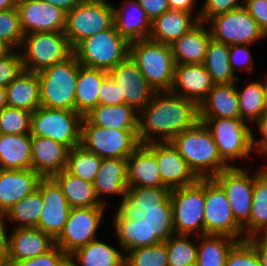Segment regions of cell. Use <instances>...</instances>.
<instances>
[{
    "label": "cell",
    "instance_id": "1",
    "mask_svg": "<svg viewBox=\"0 0 267 266\" xmlns=\"http://www.w3.org/2000/svg\"><path fill=\"white\" fill-rule=\"evenodd\" d=\"M198 121L199 108L194 101L171 91L155 92L139 112L138 141L140 144L168 142Z\"/></svg>",
    "mask_w": 267,
    "mask_h": 266
},
{
    "label": "cell",
    "instance_id": "2",
    "mask_svg": "<svg viewBox=\"0 0 267 266\" xmlns=\"http://www.w3.org/2000/svg\"><path fill=\"white\" fill-rule=\"evenodd\" d=\"M170 142L198 178H214L230 168L221 158L211 131L201 121L176 135Z\"/></svg>",
    "mask_w": 267,
    "mask_h": 266
},
{
    "label": "cell",
    "instance_id": "3",
    "mask_svg": "<svg viewBox=\"0 0 267 266\" xmlns=\"http://www.w3.org/2000/svg\"><path fill=\"white\" fill-rule=\"evenodd\" d=\"M129 57L155 92L171 90L176 65L171 45L149 38L132 41Z\"/></svg>",
    "mask_w": 267,
    "mask_h": 266
},
{
    "label": "cell",
    "instance_id": "4",
    "mask_svg": "<svg viewBox=\"0 0 267 266\" xmlns=\"http://www.w3.org/2000/svg\"><path fill=\"white\" fill-rule=\"evenodd\" d=\"M79 69L80 63L73 53L64 61L38 72L41 106L75 110V89Z\"/></svg>",
    "mask_w": 267,
    "mask_h": 266
},
{
    "label": "cell",
    "instance_id": "5",
    "mask_svg": "<svg viewBox=\"0 0 267 266\" xmlns=\"http://www.w3.org/2000/svg\"><path fill=\"white\" fill-rule=\"evenodd\" d=\"M129 49L130 42L113 25L82 40L73 53L82 66L109 71L129 57Z\"/></svg>",
    "mask_w": 267,
    "mask_h": 266
},
{
    "label": "cell",
    "instance_id": "6",
    "mask_svg": "<svg viewBox=\"0 0 267 266\" xmlns=\"http://www.w3.org/2000/svg\"><path fill=\"white\" fill-rule=\"evenodd\" d=\"M199 121L211 131L221 158L230 167H237V163L251 157L252 126L248 123L240 118H199Z\"/></svg>",
    "mask_w": 267,
    "mask_h": 266
},
{
    "label": "cell",
    "instance_id": "7",
    "mask_svg": "<svg viewBox=\"0 0 267 266\" xmlns=\"http://www.w3.org/2000/svg\"><path fill=\"white\" fill-rule=\"evenodd\" d=\"M19 50L24 70L36 73L73 54V48L64 31L25 34Z\"/></svg>",
    "mask_w": 267,
    "mask_h": 266
},
{
    "label": "cell",
    "instance_id": "8",
    "mask_svg": "<svg viewBox=\"0 0 267 266\" xmlns=\"http://www.w3.org/2000/svg\"><path fill=\"white\" fill-rule=\"evenodd\" d=\"M137 133L138 130L98 127L83 117L80 145L102 159L128 158L140 145Z\"/></svg>",
    "mask_w": 267,
    "mask_h": 266
},
{
    "label": "cell",
    "instance_id": "9",
    "mask_svg": "<svg viewBox=\"0 0 267 266\" xmlns=\"http://www.w3.org/2000/svg\"><path fill=\"white\" fill-rule=\"evenodd\" d=\"M113 6L108 0H82L66 14L64 32L73 49L82 40L114 25Z\"/></svg>",
    "mask_w": 267,
    "mask_h": 266
},
{
    "label": "cell",
    "instance_id": "10",
    "mask_svg": "<svg viewBox=\"0 0 267 266\" xmlns=\"http://www.w3.org/2000/svg\"><path fill=\"white\" fill-rule=\"evenodd\" d=\"M175 234L205 235V178L189 186L174 188L170 195Z\"/></svg>",
    "mask_w": 267,
    "mask_h": 266
},
{
    "label": "cell",
    "instance_id": "11",
    "mask_svg": "<svg viewBox=\"0 0 267 266\" xmlns=\"http://www.w3.org/2000/svg\"><path fill=\"white\" fill-rule=\"evenodd\" d=\"M82 118L75 110L40 106L31 115V135L50 138L72 149L80 145Z\"/></svg>",
    "mask_w": 267,
    "mask_h": 266
},
{
    "label": "cell",
    "instance_id": "12",
    "mask_svg": "<svg viewBox=\"0 0 267 266\" xmlns=\"http://www.w3.org/2000/svg\"><path fill=\"white\" fill-rule=\"evenodd\" d=\"M106 209V206L71 208L63 231L55 239V245L71 255L97 239Z\"/></svg>",
    "mask_w": 267,
    "mask_h": 266
},
{
    "label": "cell",
    "instance_id": "13",
    "mask_svg": "<svg viewBox=\"0 0 267 266\" xmlns=\"http://www.w3.org/2000/svg\"><path fill=\"white\" fill-rule=\"evenodd\" d=\"M244 167H230L213 179L224 189L236 222L243 228L245 239L249 238V218L253 199L254 173Z\"/></svg>",
    "mask_w": 267,
    "mask_h": 266
},
{
    "label": "cell",
    "instance_id": "14",
    "mask_svg": "<svg viewBox=\"0 0 267 266\" xmlns=\"http://www.w3.org/2000/svg\"><path fill=\"white\" fill-rule=\"evenodd\" d=\"M206 24H209L212 39L227 45H252L256 41L267 38L244 6L216 15Z\"/></svg>",
    "mask_w": 267,
    "mask_h": 266
},
{
    "label": "cell",
    "instance_id": "15",
    "mask_svg": "<svg viewBox=\"0 0 267 266\" xmlns=\"http://www.w3.org/2000/svg\"><path fill=\"white\" fill-rule=\"evenodd\" d=\"M205 235H225L245 240L243 228L236 222L224 189L213 179L205 178Z\"/></svg>",
    "mask_w": 267,
    "mask_h": 266
},
{
    "label": "cell",
    "instance_id": "16",
    "mask_svg": "<svg viewBox=\"0 0 267 266\" xmlns=\"http://www.w3.org/2000/svg\"><path fill=\"white\" fill-rule=\"evenodd\" d=\"M37 189L41 192L44 207L36 228L55 240L63 231L71 207L60 186L52 177H42Z\"/></svg>",
    "mask_w": 267,
    "mask_h": 266
},
{
    "label": "cell",
    "instance_id": "17",
    "mask_svg": "<svg viewBox=\"0 0 267 266\" xmlns=\"http://www.w3.org/2000/svg\"><path fill=\"white\" fill-rule=\"evenodd\" d=\"M108 75L118 85L120 97H124L125 103L138 112L150 102L155 94V90L130 57L109 70Z\"/></svg>",
    "mask_w": 267,
    "mask_h": 266
},
{
    "label": "cell",
    "instance_id": "18",
    "mask_svg": "<svg viewBox=\"0 0 267 266\" xmlns=\"http://www.w3.org/2000/svg\"><path fill=\"white\" fill-rule=\"evenodd\" d=\"M24 34L65 31L66 13L43 0H18Z\"/></svg>",
    "mask_w": 267,
    "mask_h": 266
},
{
    "label": "cell",
    "instance_id": "19",
    "mask_svg": "<svg viewBox=\"0 0 267 266\" xmlns=\"http://www.w3.org/2000/svg\"><path fill=\"white\" fill-rule=\"evenodd\" d=\"M129 187H166L156 160V142L140 144L127 158Z\"/></svg>",
    "mask_w": 267,
    "mask_h": 266
},
{
    "label": "cell",
    "instance_id": "20",
    "mask_svg": "<svg viewBox=\"0 0 267 266\" xmlns=\"http://www.w3.org/2000/svg\"><path fill=\"white\" fill-rule=\"evenodd\" d=\"M8 235V260L15 262L34 258L49 251L55 240L36 227L11 228Z\"/></svg>",
    "mask_w": 267,
    "mask_h": 266
},
{
    "label": "cell",
    "instance_id": "21",
    "mask_svg": "<svg viewBox=\"0 0 267 266\" xmlns=\"http://www.w3.org/2000/svg\"><path fill=\"white\" fill-rule=\"evenodd\" d=\"M214 85L203 64H176L170 91L194 101L199 106Z\"/></svg>",
    "mask_w": 267,
    "mask_h": 266
},
{
    "label": "cell",
    "instance_id": "22",
    "mask_svg": "<svg viewBox=\"0 0 267 266\" xmlns=\"http://www.w3.org/2000/svg\"><path fill=\"white\" fill-rule=\"evenodd\" d=\"M156 160L163 184L170 189L189 186L199 180L170 141L156 142Z\"/></svg>",
    "mask_w": 267,
    "mask_h": 266
},
{
    "label": "cell",
    "instance_id": "23",
    "mask_svg": "<svg viewBox=\"0 0 267 266\" xmlns=\"http://www.w3.org/2000/svg\"><path fill=\"white\" fill-rule=\"evenodd\" d=\"M41 178L33 169H0V218L19 200L32 194Z\"/></svg>",
    "mask_w": 267,
    "mask_h": 266
},
{
    "label": "cell",
    "instance_id": "24",
    "mask_svg": "<svg viewBox=\"0 0 267 266\" xmlns=\"http://www.w3.org/2000/svg\"><path fill=\"white\" fill-rule=\"evenodd\" d=\"M171 191L169 187H128L116 208L125 217L139 220L146 216L145 211L160 209L161 204H171Z\"/></svg>",
    "mask_w": 267,
    "mask_h": 266
},
{
    "label": "cell",
    "instance_id": "25",
    "mask_svg": "<svg viewBox=\"0 0 267 266\" xmlns=\"http://www.w3.org/2000/svg\"><path fill=\"white\" fill-rule=\"evenodd\" d=\"M69 150L50 138L32 136V169L41 177H52L66 169Z\"/></svg>",
    "mask_w": 267,
    "mask_h": 266
},
{
    "label": "cell",
    "instance_id": "26",
    "mask_svg": "<svg viewBox=\"0 0 267 266\" xmlns=\"http://www.w3.org/2000/svg\"><path fill=\"white\" fill-rule=\"evenodd\" d=\"M99 202L107 206L105 196L125 197L127 183V158L102 159L99 171L93 182Z\"/></svg>",
    "mask_w": 267,
    "mask_h": 266
},
{
    "label": "cell",
    "instance_id": "27",
    "mask_svg": "<svg viewBox=\"0 0 267 266\" xmlns=\"http://www.w3.org/2000/svg\"><path fill=\"white\" fill-rule=\"evenodd\" d=\"M114 7L116 31L129 42L148 39L151 20L136 0H123L120 7Z\"/></svg>",
    "mask_w": 267,
    "mask_h": 266
},
{
    "label": "cell",
    "instance_id": "28",
    "mask_svg": "<svg viewBox=\"0 0 267 266\" xmlns=\"http://www.w3.org/2000/svg\"><path fill=\"white\" fill-rule=\"evenodd\" d=\"M236 82L215 84L200 103L199 118H240Z\"/></svg>",
    "mask_w": 267,
    "mask_h": 266
},
{
    "label": "cell",
    "instance_id": "29",
    "mask_svg": "<svg viewBox=\"0 0 267 266\" xmlns=\"http://www.w3.org/2000/svg\"><path fill=\"white\" fill-rule=\"evenodd\" d=\"M198 23L199 19L192 13L169 9L151 22L149 39L171 45Z\"/></svg>",
    "mask_w": 267,
    "mask_h": 266
},
{
    "label": "cell",
    "instance_id": "30",
    "mask_svg": "<svg viewBox=\"0 0 267 266\" xmlns=\"http://www.w3.org/2000/svg\"><path fill=\"white\" fill-rule=\"evenodd\" d=\"M206 23L199 22L189 32L171 44L176 64H203L210 40L212 39Z\"/></svg>",
    "mask_w": 267,
    "mask_h": 266
},
{
    "label": "cell",
    "instance_id": "31",
    "mask_svg": "<svg viewBox=\"0 0 267 266\" xmlns=\"http://www.w3.org/2000/svg\"><path fill=\"white\" fill-rule=\"evenodd\" d=\"M112 220L118 244L124 251L161 243L157 238H149V226L145 219L125 217L116 207Z\"/></svg>",
    "mask_w": 267,
    "mask_h": 266
},
{
    "label": "cell",
    "instance_id": "32",
    "mask_svg": "<svg viewBox=\"0 0 267 266\" xmlns=\"http://www.w3.org/2000/svg\"><path fill=\"white\" fill-rule=\"evenodd\" d=\"M7 105L34 112L41 106L38 73L23 70L6 88Z\"/></svg>",
    "mask_w": 267,
    "mask_h": 266
},
{
    "label": "cell",
    "instance_id": "33",
    "mask_svg": "<svg viewBox=\"0 0 267 266\" xmlns=\"http://www.w3.org/2000/svg\"><path fill=\"white\" fill-rule=\"evenodd\" d=\"M32 135L0 134V169H32Z\"/></svg>",
    "mask_w": 267,
    "mask_h": 266
},
{
    "label": "cell",
    "instance_id": "34",
    "mask_svg": "<svg viewBox=\"0 0 267 266\" xmlns=\"http://www.w3.org/2000/svg\"><path fill=\"white\" fill-rule=\"evenodd\" d=\"M90 123L104 128L138 130L139 112L124 104H98L84 116Z\"/></svg>",
    "mask_w": 267,
    "mask_h": 266
},
{
    "label": "cell",
    "instance_id": "35",
    "mask_svg": "<svg viewBox=\"0 0 267 266\" xmlns=\"http://www.w3.org/2000/svg\"><path fill=\"white\" fill-rule=\"evenodd\" d=\"M108 71L80 64L75 89V111L84 117L99 104V89Z\"/></svg>",
    "mask_w": 267,
    "mask_h": 266
},
{
    "label": "cell",
    "instance_id": "36",
    "mask_svg": "<svg viewBox=\"0 0 267 266\" xmlns=\"http://www.w3.org/2000/svg\"><path fill=\"white\" fill-rule=\"evenodd\" d=\"M52 178L60 186L71 208L105 206L99 202L92 182L83 180L66 169L54 174Z\"/></svg>",
    "mask_w": 267,
    "mask_h": 266
},
{
    "label": "cell",
    "instance_id": "37",
    "mask_svg": "<svg viewBox=\"0 0 267 266\" xmlns=\"http://www.w3.org/2000/svg\"><path fill=\"white\" fill-rule=\"evenodd\" d=\"M236 81V90L239 97L240 119L253 125L267 111L266 82L256 79L249 82L240 89Z\"/></svg>",
    "mask_w": 267,
    "mask_h": 266
},
{
    "label": "cell",
    "instance_id": "38",
    "mask_svg": "<svg viewBox=\"0 0 267 266\" xmlns=\"http://www.w3.org/2000/svg\"><path fill=\"white\" fill-rule=\"evenodd\" d=\"M71 256L78 266H125V253L122 248L112 246L99 238L77 249Z\"/></svg>",
    "mask_w": 267,
    "mask_h": 266
},
{
    "label": "cell",
    "instance_id": "39",
    "mask_svg": "<svg viewBox=\"0 0 267 266\" xmlns=\"http://www.w3.org/2000/svg\"><path fill=\"white\" fill-rule=\"evenodd\" d=\"M197 259L195 266H226V259L237 239L225 235L195 236Z\"/></svg>",
    "mask_w": 267,
    "mask_h": 266
},
{
    "label": "cell",
    "instance_id": "40",
    "mask_svg": "<svg viewBox=\"0 0 267 266\" xmlns=\"http://www.w3.org/2000/svg\"><path fill=\"white\" fill-rule=\"evenodd\" d=\"M255 235H267V171L263 166L254 172L249 238Z\"/></svg>",
    "mask_w": 267,
    "mask_h": 266
},
{
    "label": "cell",
    "instance_id": "41",
    "mask_svg": "<svg viewBox=\"0 0 267 266\" xmlns=\"http://www.w3.org/2000/svg\"><path fill=\"white\" fill-rule=\"evenodd\" d=\"M203 65L215 84L238 81L239 76H235L230 66L229 45L226 43L211 39Z\"/></svg>",
    "mask_w": 267,
    "mask_h": 266
},
{
    "label": "cell",
    "instance_id": "42",
    "mask_svg": "<svg viewBox=\"0 0 267 266\" xmlns=\"http://www.w3.org/2000/svg\"><path fill=\"white\" fill-rule=\"evenodd\" d=\"M43 207L41 192L36 189L32 194L19 200L1 218L5 223H13V228L36 227Z\"/></svg>",
    "mask_w": 267,
    "mask_h": 266
},
{
    "label": "cell",
    "instance_id": "43",
    "mask_svg": "<svg viewBox=\"0 0 267 266\" xmlns=\"http://www.w3.org/2000/svg\"><path fill=\"white\" fill-rule=\"evenodd\" d=\"M101 161L102 158L79 145L69 150L66 170L83 180L93 183Z\"/></svg>",
    "mask_w": 267,
    "mask_h": 266
},
{
    "label": "cell",
    "instance_id": "44",
    "mask_svg": "<svg viewBox=\"0 0 267 266\" xmlns=\"http://www.w3.org/2000/svg\"><path fill=\"white\" fill-rule=\"evenodd\" d=\"M192 235L174 234L165 243L168 250V266H195L197 242Z\"/></svg>",
    "mask_w": 267,
    "mask_h": 266
},
{
    "label": "cell",
    "instance_id": "45",
    "mask_svg": "<svg viewBox=\"0 0 267 266\" xmlns=\"http://www.w3.org/2000/svg\"><path fill=\"white\" fill-rule=\"evenodd\" d=\"M145 214L143 219L148 222L149 238H157L160 242H165L175 234L171 204H161L160 209L148 210Z\"/></svg>",
    "mask_w": 267,
    "mask_h": 266
},
{
    "label": "cell",
    "instance_id": "46",
    "mask_svg": "<svg viewBox=\"0 0 267 266\" xmlns=\"http://www.w3.org/2000/svg\"><path fill=\"white\" fill-rule=\"evenodd\" d=\"M124 263L125 266H168L166 243L126 251Z\"/></svg>",
    "mask_w": 267,
    "mask_h": 266
},
{
    "label": "cell",
    "instance_id": "47",
    "mask_svg": "<svg viewBox=\"0 0 267 266\" xmlns=\"http://www.w3.org/2000/svg\"><path fill=\"white\" fill-rule=\"evenodd\" d=\"M23 33L18 8L0 11V40L12 50H19L22 45Z\"/></svg>",
    "mask_w": 267,
    "mask_h": 266
},
{
    "label": "cell",
    "instance_id": "48",
    "mask_svg": "<svg viewBox=\"0 0 267 266\" xmlns=\"http://www.w3.org/2000/svg\"><path fill=\"white\" fill-rule=\"evenodd\" d=\"M32 112L14 107H5L0 111V134L31 133Z\"/></svg>",
    "mask_w": 267,
    "mask_h": 266
},
{
    "label": "cell",
    "instance_id": "49",
    "mask_svg": "<svg viewBox=\"0 0 267 266\" xmlns=\"http://www.w3.org/2000/svg\"><path fill=\"white\" fill-rule=\"evenodd\" d=\"M226 266H261L253 246L245 239L238 241L229 251Z\"/></svg>",
    "mask_w": 267,
    "mask_h": 266
},
{
    "label": "cell",
    "instance_id": "50",
    "mask_svg": "<svg viewBox=\"0 0 267 266\" xmlns=\"http://www.w3.org/2000/svg\"><path fill=\"white\" fill-rule=\"evenodd\" d=\"M24 70L19 50L0 57V87L6 88Z\"/></svg>",
    "mask_w": 267,
    "mask_h": 266
},
{
    "label": "cell",
    "instance_id": "51",
    "mask_svg": "<svg viewBox=\"0 0 267 266\" xmlns=\"http://www.w3.org/2000/svg\"><path fill=\"white\" fill-rule=\"evenodd\" d=\"M250 47L251 46L249 44L229 45L230 66L235 76H237V72H241V70H245L249 73V75L254 73L252 71L255 70V67L253 64L254 62L251 54L252 52H250Z\"/></svg>",
    "mask_w": 267,
    "mask_h": 266
},
{
    "label": "cell",
    "instance_id": "52",
    "mask_svg": "<svg viewBox=\"0 0 267 266\" xmlns=\"http://www.w3.org/2000/svg\"><path fill=\"white\" fill-rule=\"evenodd\" d=\"M245 0H204L200 8L199 22L206 23L212 17L244 6Z\"/></svg>",
    "mask_w": 267,
    "mask_h": 266
},
{
    "label": "cell",
    "instance_id": "53",
    "mask_svg": "<svg viewBox=\"0 0 267 266\" xmlns=\"http://www.w3.org/2000/svg\"><path fill=\"white\" fill-rule=\"evenodd\" d=\"M66 255L67 254L61 248H59L57 245H54L46 253L38 255L34 258L15 262L12 266H58L60 261Z\"/></svg>",
    "mask_w": 267,
    "mask_h": 266
},
{
    "label": "cell",
    "instance_id": "54",
    "mask_svg": "<svg viewBox=\"0 0 267 266\" xmlns=\"http://www.w3.org/2000/svg\"><path fill=\"white\" fill-rule=\"evenodd\" d=\"M124 103V97H120L118 85L108 75L99 89V104H108L111 106Z\"/></svg>",
    "mask_w": 267,
    "mask_h": 266
},
{
    "label": "cell",
    "instance_id": "55",
    "mask_svg": "<svg viewBox=\"0 0 267 266\" xmlns=\"http://www.w3.org/2000/svg\"><path fill=\"white\" fill-rule=\"evenodd\" d=\"M244 7L267 37V0H245Z\"/></svg>",
    "mask_w": 267,
    "mask_h": 266
},
{
    "label": "cell",
    "instance_id": "56",
    "mask_svg": "<svg viewBox=\"0 0 267 266\" xmlns=\"http://www.w3.org/2000/svg\"><path fill=\"white\" fill-rule=\"evenodd\" d=\"M254 125H256L260 133V138L256 136L257 131L254 132V128L252 127L253 152H257V154L267 157V111L253 124V126Z\"/></svg>",
    "mask_w": 267,
    "mask_h": 266
},
{
    "label": "cell",
    "instance_id": "57",
    "mask_svg": "<svg viewBox=\"0 0 267 266\" xmlns=\"http://www.w3.org/2000/svg\"><path fill=\"white\" fill-rule=\"evenodd\" d=\"M151 22L170 9L168 0H136Z\"/></svg>",
    "mask_w": 267,
    "mask_h": 266
},
{
    "label": "cell",
    "instance_id": "58",
    "mask_svg": "<svg viewBox=\"0 0 267 266\" xmlns=\"http://www.w3.org/2000/svg\"><path fill=\"white\" fill-rule=\"evenodd\" d=\"M246 240L253 246L261 266H267V235H255Z\"/></svg>",
    "mask_w": 267,
    "mask_h": 266
},
{
    "label": "cell",
    "instance_id": "59",
    "mask_svg": "<svg viewBox=\"0 0 267 266\" xmlns=\"http://www.w3.org/2000/svg\"><path fill=\"white\" fill-rule=\"evenodd\" d=\"M7 224L0 218V266H10L8 260V232Z\"/></svg>",
    "mask_w": 267,
    "mask_h": 266
},
{
    "label": "cell",
    "instance_id": "60",
    "mask_svg": "<svg viewBox=\"0 0 267 266\" xmlns=\"http://www.w3.org/2000/svg\"><path fill=\"white\" fill-rule=\"evenodd\" d=\"M168 4L171 10H180L194 14L198 19L200 10L197 12L194 10L197 5V0H168Z\"/></svg>",
    "mask_w": 267,
    "mask_h": 266
},
{
    "label": "cell",
    "instance_id": "61",
    "mask_svg": "<svg viewBox=\"0 0 267 266\" xmlns=\"http://www.w3.org/2000/svg\"><path fill=\"white\" fill-rule=\"evenodd\" d=\"M44 2L50 3L53 6L63 10L66 14L71 11L76 5L82 0H43Z\"/></svg>",
    "mask_w": 267,
    "mask_h": 266
},
{
    "label": "cell",
    "instance_id": "62",
    "mask_svg": "<svg viewBox=\"0 0 267 266\" xmlns=\"http://www.w3.org/2000/svg\"><path fill=\"white\" fill-rule=\"evenodd\" d=\"M18 0H0V11L16 8Z\"/></svg>",
    "mask_w": 267,
    "mask_h": 266
},
{
    "label": "cell",
    "instance_id": "63",
    "mask_svg": "<svg viewBox=\"0 0 267 266\" xmlns=\"http://www.w3.org/2000/svg\"><path fill=\"white\" fill-rule=\"evenodd\" d=\"M58 266H78L77 261L71 256L66 255L58 264Z\"/></svg>",
    "mask_w": 267,
    "mask_h": 266
},
{
    "label": "cell",
    "instance_id": "64",
    "mask_svg": "<svg viewBox=\"0 0 267 266\" xmlns=\"http://www.w3.org/2000/svg\"><path fill=\"white\" fill-rule=\"evenodd\" d=\"M7 94H6V89L0 87V111L7 107Z\"/></svg>",
    "mask_w": 267,
    "mask_h": 266
},
{
    "label": "cell",
    "instance_id": "65",
    "mask_svg": "<svg viewBox=\"0 0 267 266\" xmlns=\"http://www.w3.org/2000/svg\"><path fill=\"white\" fill-rule=\"evenodd\" d=\"M12 49L3 41L0 40V57L8 54Z\"/></svg>",
    "mask_w": 267,
    "mask_h": 266
},
{
    "label": "cell",
    "instance_id": "66",
    "mask_svg": "<svg viewBox=\"0 0 267 266\" xmlns=\"http://www.w3.org/2000/svg\"><path fill=\"white\" fill-rule=\"evenodd\" d=\"M266 74H265V82H266V96H267V75Z\"/></svg>",
    "mask_w": 267,
    "mask_h": 266
}]
</instances>
